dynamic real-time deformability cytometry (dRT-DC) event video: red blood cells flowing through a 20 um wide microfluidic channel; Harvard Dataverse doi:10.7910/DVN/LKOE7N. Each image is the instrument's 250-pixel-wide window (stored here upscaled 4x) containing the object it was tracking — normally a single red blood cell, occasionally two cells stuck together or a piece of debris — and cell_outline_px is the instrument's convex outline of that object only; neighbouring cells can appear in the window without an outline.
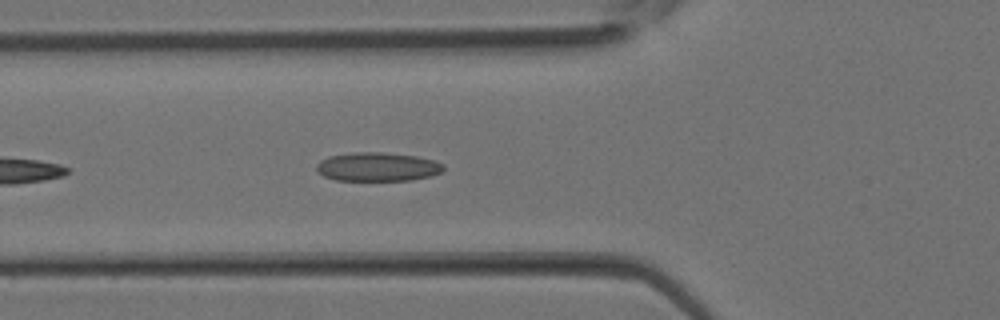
{"species": "Egyptian fruit bat (a non-hibernating species)", "species_latin": "Rousettus aegyptiacus", "temperature_condition": "room temperature", "stored_images_in_passage": 32, "camera_frame_rate_fps": 3000, "um_per_image_px": 0.085, "animal": {"sex": "female"}, "frame": {"image": 1, "passage_image": 10, "time_ms": 3.0, "image_size_px": [1000, 320], "cell_outline_px": [[444, 168], [440, 172], [432, 176], [412, 180], [336, 180], [324, 176], [316, 168], [316, 164], [320, 160], [328, 156], [356, 152], [380, 152], [416, 156], [436, 160], [444, 164]], "centroid_in_image_um": [32.11, 14.17], "position_along_channel_um": 93.7, "area_um2": 21.33}}
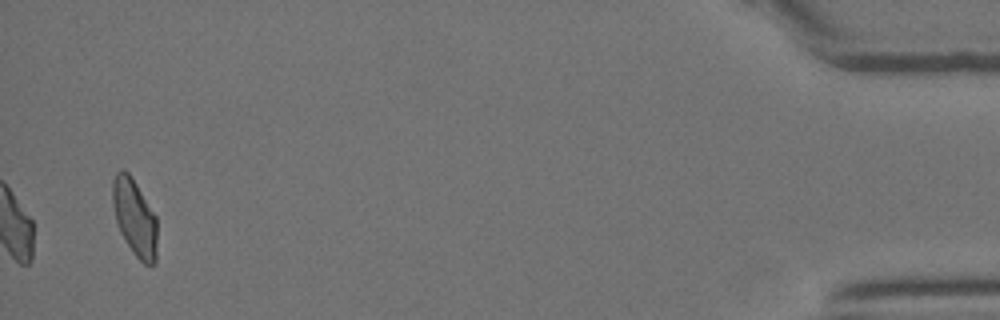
{"frame": {"image": 2, "passage_image": 32, "time_ms": 10.333, "image_size_px": [1000, 320], "cell_outline_px": [[156, 264], [152, 268], [144, 264], [136, 256], [124, 240], [120, 232], [116, 220], [112, 204], [112, 180], [116, 172], [120, 168], [124, 168], [132, 176], [156, 216]], "centroid_in_image_um": [11.44, 18.48], "position_along_channel_um": 423.8, "area_um2": 20.29}}